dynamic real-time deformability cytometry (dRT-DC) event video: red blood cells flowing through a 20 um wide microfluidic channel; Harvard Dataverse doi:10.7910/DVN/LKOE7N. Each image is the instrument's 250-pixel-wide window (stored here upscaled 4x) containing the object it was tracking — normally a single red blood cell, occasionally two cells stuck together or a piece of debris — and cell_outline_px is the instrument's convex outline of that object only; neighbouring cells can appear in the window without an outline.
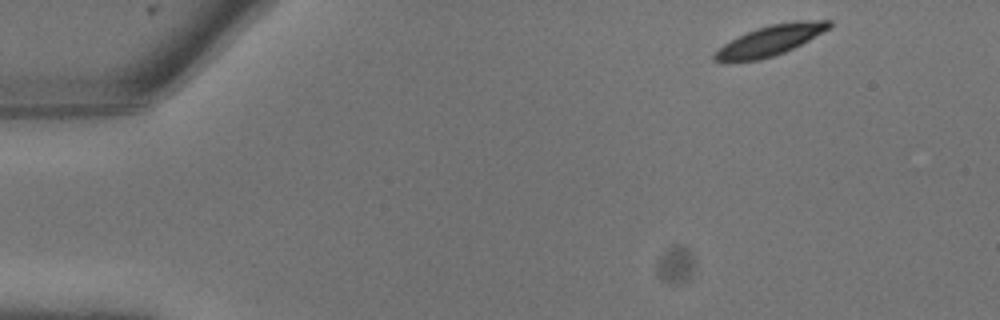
{"species": "common noctule bat (a hibernating species)", "species_latin": "Nyctalus noctula", "temperature_condition": "warm", "stored_images_in_passage": 6, "camera_frame_rate_fps": 3000, "um_per_image_px": 0.085, "animal": {"sex": "male", "body_mass_g": 13.3}, "frame": {"image": 1, "passage_image": 1, "time_ms": 0.0, "image_size_px": [1000, 320], "cell_outline_px": [[832, 24], [828, 28], [808, 40], [784, 52], [760, 60], [712, 60], [712, 56], [724, 44], [756, 28], [772, 24], [796, 20], [832, 20]], "centroid_in_image_um": [65.51, 3.41], "position_along_channel_um": 19.5, "area_um2": 19.48}}
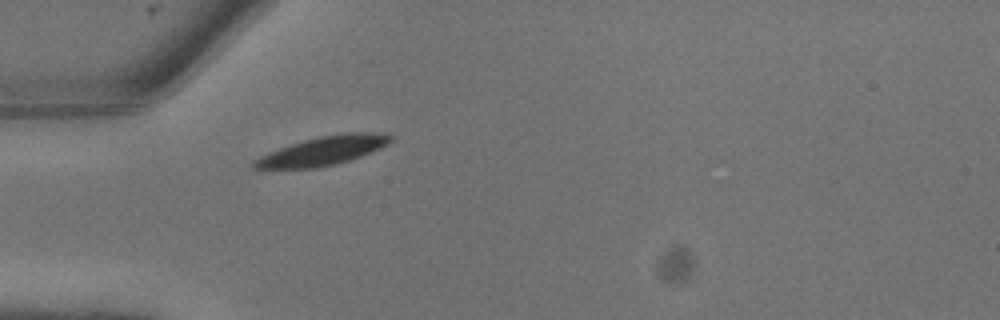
{"frame": {"image": 2, "passage_image": 6, "time_ms": 1.667, "image_size_px": [1000, 320], "cell_outline_px": [[392, 140], [388, 144], [380, 148], [360, 156], [336, 164], [316, 168], [252, 168], [252, 160], [268, 152], [304, 140], [320, 136], [348, 132], [380, 132], [392, 136]], "centroid_in_image_um": [27.46, 12.81], "position_along_channel_um": 57.5, "area_um2": 22.72}}